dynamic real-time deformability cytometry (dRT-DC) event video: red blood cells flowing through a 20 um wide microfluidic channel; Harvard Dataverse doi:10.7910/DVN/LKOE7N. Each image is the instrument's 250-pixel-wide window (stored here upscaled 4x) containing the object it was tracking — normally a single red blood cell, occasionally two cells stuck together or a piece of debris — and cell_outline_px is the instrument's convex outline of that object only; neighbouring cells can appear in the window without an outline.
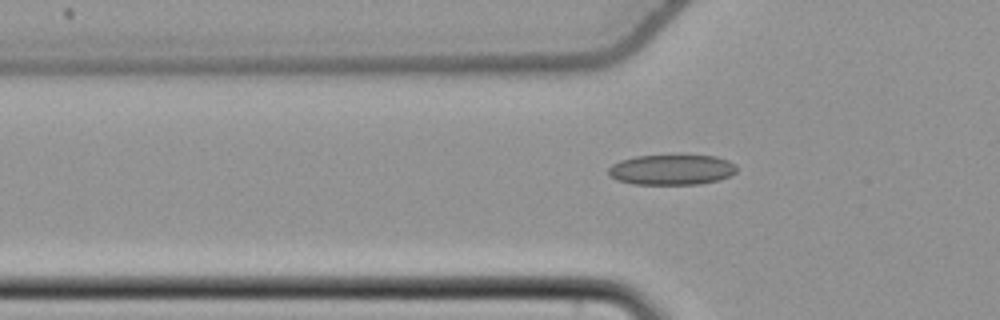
{"species": "common noctule bat (a hibernating species)", "species_latin": "Nyctalus noctula", "temperature_condition": "cold", "stored_images_in_passage": 50, "camera_frame_rate_fps": 3000, "um_per_image_px": 0.085, "animal": {"sex": "female", "body_mass_g": 22.7, "forearm_length_mm": 54.2}, "frame": {"image": 1, "passage_image": 19, "time_ms": 6.0, "image_size_px": [1000, 320], "cell_outline_px": [[736, 172], [720, 180], [700, 184], [632, 184], [616, 180], [608, 176], [608, 168], [612, 164], [620, 160], [636, 156], [716, 156], [728, 160], [736, 164]], "centroid_in_image_um": [57.07, 14.43], "position_along_channel_um": 68.7, "area_um2": 22.72}}
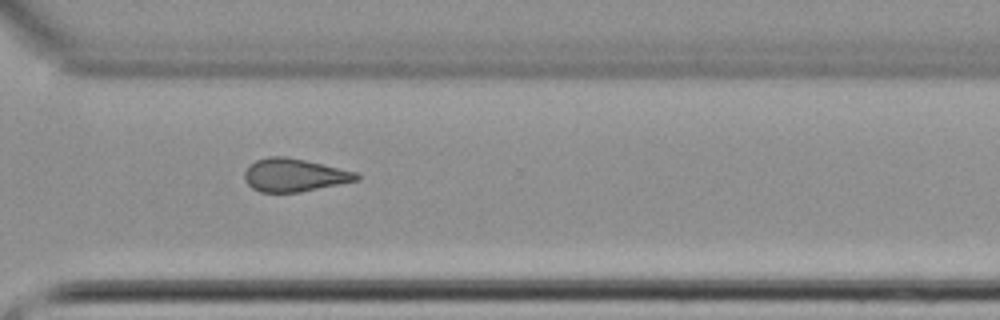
{"frame": {"image": 2, "passage_image": 41, "time_ms": 13.333, "image_size_px": [1000, 320], "cell_outline_px": [[360, 180], [300, 192], [260, 192], [252, 188], [244, 180], [244, 172], [256, 160], [268, 156], [284, 156], [304, 160], [356, 172], [360, 176]], "centroid_in_image_um": [25.01, 14.89], "position_along_channel_um": 345.6, "area_um2": 21.39}}
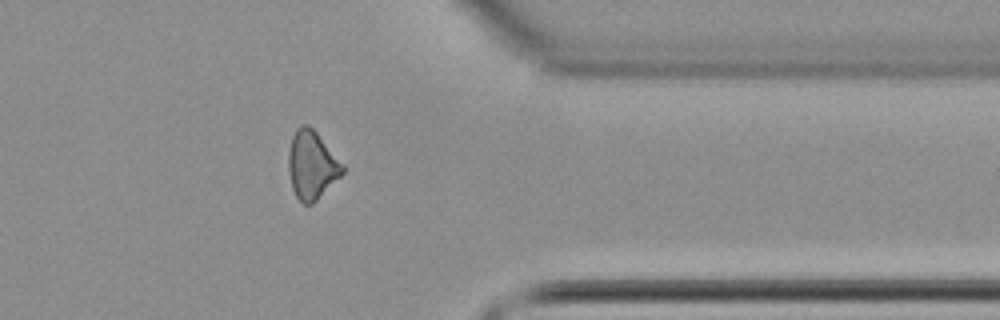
{"frame": {"image": 3, "passage_image": 45, "time_ms": 14.667, "image_size_px": [1000, 320], "cell_outline_px": [[344, 172], [312, 204], [304, 204], [296, 196], [292, 188], [288, 172], [288, 152], [292, 136], [296, 128], [304, 124], [308, 124], [316, 132], [344, 164]], "centroid_in_image_um": [26.49, 14.01], "position_along_channel_um": 384.9, "area_um2": 21.39}}